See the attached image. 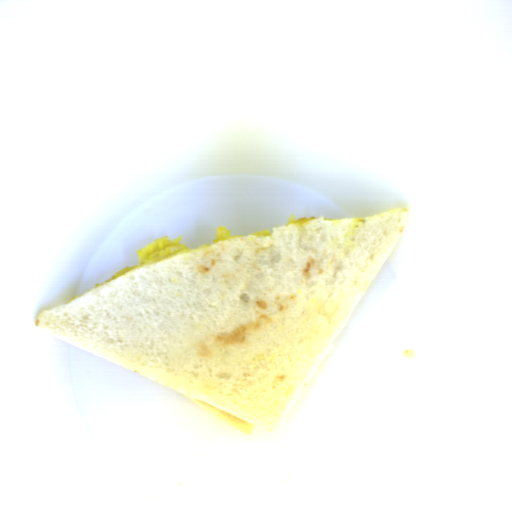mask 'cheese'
<instances>
[{
	"label": "cheese",
	"instance_id": "obj_1",
	"mask_svg": "<svg viewBox=\"0 0 512 512\" xmlns=\"http://www.w3.org/2000/svg\"><path fill=\"white\" fill-rule=\"evenodd\" d=\"M183 235L175 238L169 239L167 235H164L137 250L139 255V263L137 266H125L115 274H113L106 282H110L118 278L124 273L147 265L149 263H153L156 261L164 260L170 257H174L184 253L189 250V246L185 243H182Z\"/></svg>",
	"mask_w": 512,
	"mask_h": 512
},
{
	"label": "cheese",
	"instance_id": "obj_2",
	"mask_svg": "<svg viewBox=\"0 0 512 512\" xmlns=\"http://www.w3.org/2000/svg\"><path fill=\"white\" fill-rule=\"evenodd\" d=\"M235 237H240V236L239 235L230 236L229 231L226 228H224L223 226H219L216 230L215 240H213V241L216 244V243H219V242L231 239V238H235Z\"/></svg>",
	"mask_w": 512,
	"mask_h": 512
},
{
	"label": "cheese",
	"instance_id": "obj_3",
	"mask_svg": "<svg viewBox=\"0 0 512 512\" xmlns=\"http://www.w3.org/2000/svg\"><path fill=\"white\" fill-rule=\"evenodd\" d=\"M311 220H316L315 217H306L302 219H297L296 214H292L289 221L285 225L289 224H304L306 222H309Z\"/></svg>",
	"mask_w": 512,
	"mask_h": 512
},
{
	"label": "cheese",
	"instance_id": "obj_4",
	"mask_svg": "<svg viewBox=\"0 0 512 512\" xmlns=\"http://www.w3.org/2000/svg\"><path fill=\"white\" fill-rule=\"evenodd\" d=\"M250 234L251 235H255V236H259V237H269V238L271 236V232H270L269 228L268 229H263V230L258 231L256 233H250Z\"/></svg>",
	"mask_w": 512,
	"mask_h": 512
}]
</instances>
